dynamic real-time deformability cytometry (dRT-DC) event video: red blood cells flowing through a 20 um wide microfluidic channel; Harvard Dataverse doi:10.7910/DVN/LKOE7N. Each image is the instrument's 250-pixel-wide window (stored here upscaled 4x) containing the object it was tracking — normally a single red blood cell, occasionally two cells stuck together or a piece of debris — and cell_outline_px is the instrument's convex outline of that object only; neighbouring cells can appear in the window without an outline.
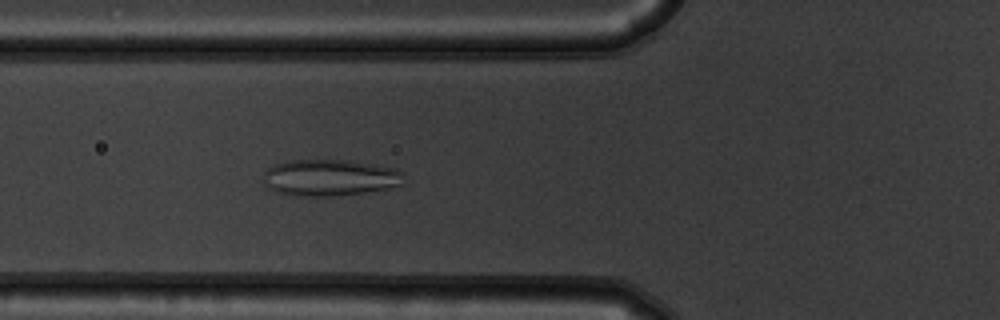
{"species": "common noctule bat (a hibernating species)", "species_latin": "Nyctalus noctula", "temperature_condition": "warm", "stored_images_in_passage": 54, "camera_frame_rate_fps": 3000, "um_per_image_px": 0.085, "animal": {"sex": "male", "body_mass_g": 19.5, "forearm_length_mm": 54.6}, "frame": {"image": 1, "passage_image": 20, "time_ms": 6.333, "image_size_px": [1000, 320], "cell_outline_px": [[404, 184], [388, 188], [364, 192], [336, 196], [296, 196], [276, 192], [268, 188], [264, 184], [264, 172], [272, 164], [288, 160], [348, 160], [380, 164], [404, 172]], "centroid_in_image_um": [28.04, 15.09], "position_along_channel_um": 97.8, "area_um2": 30.35}}
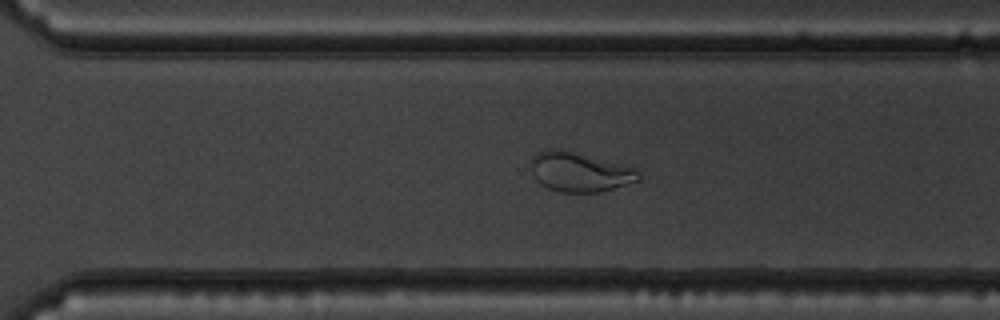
{"frame": {"image": 2, "passage_image": 38, "time_ms": 12.333, "image_size_px": [1000, 320], "cell_outline_px": [[640, 180], [600, 192], [560, 192], [548, 188], [540, 184], [536, 180], [532, 172], [532, 160], [540, 152], [552, 148], [560, 148], [636, 168], [640, 172]], "centroid_in_image_um": [49.29, 14.62], "position_along_channel_um": 321.3, "area_um2": 24.57}}
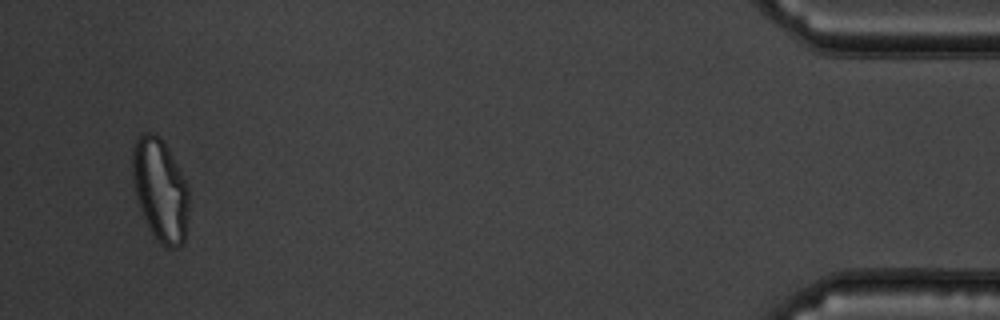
{"frame": {"image": 3, "passage_image": 52, "time_ms": 17.0, "image_size_px": [1000, 320], "cell_outline_px": [[188, 208], [184, 240], [176, 248], [164, 248], [160, 244], [148, 228], [140, 208], [136, 196], [132, 176], [132, 148], [140, 132], [152, 132], [160, 136], [168, 148], [188, 188]], "centroid_in_image_um": [13.59, 16.13], "position_along_channel_um": 421.6, "area_um2": 33.7}}